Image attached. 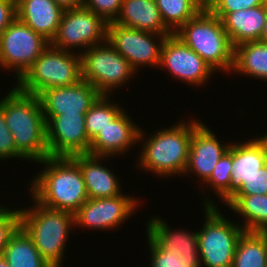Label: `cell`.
<instances>
[{
  "instance_id": "1",
  "label": "cell",
  "mask_w": 267,
  "mask_h": 267,
  "mask_svg": "<svg viewBox=\"0 0 267 267\" xmlns=\"http://www.w3.org/2000/svg\"><path fill=\"white\" fill-rule=\"evenodd\" d=\"M44 168L31 180L30 196L44 207L74 214L88 194L79 164L72 157H51L36 162Z\"/></svg>"
},
{
  "instance_id": "2",
  "label": "cell",
  "mask_w": 267,
  "mask_h": 267,
  "mask_svg": "<svg viewBox=\"0 0 267 267\" xmlns=\"http://www.w3.org/2000/svg\"><path fill=\"white\" fill-rule=\"evenodd\" d=\"M8 92L0 100V108L16 149L34 163L48 158L46 121L39 97L20 91L15 85Z\"/></svg>"
},
{
  "instance_id": "3",
  "label": "cell",
  "mask_w": 267,
  "mask_h": 267,
  "mask_svg": "<svg viewBox=\"0 0 267 267\" xmlns=\"http://www.w3.org/2000/svg\"><path fill=\"white\" fill-rule=\"evenodd\" d=\"M201 123V120L190 119L189 122L178 121L170 127L159 129L150 137L140 129L139 142L140 152L138 168L149 171L162 178L184 175L186 170L188 151L194 129ZM145 135L147 138H145ZM144 136V137H143Z\"/></svg>"
},
{
  "instance_id": "4",
  "label": "cell",
  "mask_w": 267,
  "mask_h": 267,
  "mask_svg": "<svg viewBox=\"0 0 267 267\" xmlns=\"http://www.w3.org/2000/svg\"><path fill=\"white\" fill-rule=\"evenodd\" d=\"M33 201L31 208H20V227L52 267H61L68 235L75 225L74 214L50 209Z\"/></svg>"
},
{
  "instance_id": "5",
  "label": "cell",
  "mask_w": 267,
  "mask_h": 267,
  "mask_svg": "<svg viewBox=\"0 0 267 267\" xmlns=\"http://www.w3.org/2000/svg\"><path fill=\"white\" fill-rule=\"evenodd\" d=\"M174 34L215 71L231 73L234 48L222 20L206 6Z\"/></svg>"
},
{
  "instance_id": "6",
  "label": "cell",
  "mask_w": 267,
  "mask_h": 267,
  "mask_svg": "<svg viewBox=\"0 0 267 267\" xmlns=\"http://www.w3.org/2000/svg\"><path fill=\"white\" fill-rule=\"evenodd\" d=\"M203 192L205 223L197 231L201 267H232L237 241L245 230L239 223L227 220L213 197Z\"/></svg>"
},
{
  "instance_id": "7",
  "label": "cell",
  "mask_w": 267,
  "mask_h": 267,
  "mask_svg": "<svg viewBox=\"0 0 267 267\" xmlns=\"http://www.w3.org/2000/svg\"><path fill=\"white\" fill-rule=\"evenodd\" d=\"M147 222L150 267H201L197 230H174L155 216Z\"/></svg>"
},
{
  "instance_id": "8",
  "label": "cell",
  "mask_w": 267,
  "mask_h": 267,
  "mask_svg": "<svg viewBox=\"0 0 267 267\" xmlns=\"http://www.w3.org/2000/svg\"><path fill=\"white\" fill-rule=\"evenodd\" d=\"M80 80L81 54L49 45L15 86L24 93L38 96L48 88L71 86Z\"/></svg>"
},
{
  "instance_id": "9",
  "label": "cell",
  "mask_w": 267,
  "mask_h": 267,
  "mask_svg": "<svg viewBox=\"0 0 267 267\" xmlns=\"http://www.w3.org/2000/svg\"><path fill=\"white\" fill-rule=\"evenodd\" d=\"M81 69L82 80L93 85L101 95L107 96H112L114 90L124 87L136 75L129 61L107 41L81 53Z\"/></svg>"
},
{
  "instance_id": "10",
  "label": "cell",
  "mask_w": 267,
  "mask_h": 267,
  "mask_svg": "<svg viewBox=\"0 0 267 267\" xmlns=\"http://www.w3.org/2000/svg\"><path fill=\"white\" fill-rule=\"evenodd\" d=\"M49 45L47 39L16 18L0 34V68L14 70L18 81Z\"/></svg>"
},
{
  "instance_id": "11",
  "label": "cell",
  "mask_w": 267,
  "mask_h": 267,
  "mask_svg": "<svg viewBox=\"0 0 267 267\" xmlns=\"http://www.w3.org/2000/svg\"><path fill=\"white\" fill-rule=\"evenodd\" d=\"M108 22L84 6L64 10L57 32L50 42L55 48L65 51L78 50L81 54L88 48L107 41Z\"/></svg>"
},
{
  "instance_id": "12",
  "label": "cell",
  "mask_w": 267,
  "mask_h": 267,
  "mask_svg": "<svg viewBox=\"0 0 267 267\" xmlns=\"http://www.w3.org/2000/svg\"><path fill=\"white\" fill-rule=\"evenodd\" d=\"M166 37L113 22H109L107 28V42L129 61L136 72L140 67H159L161 48Z\"/></svg>"
},
{
  "instance_id": "13",
  "label": "cell",
  "mask_w": 267,
  "mask_h": 267,
  "mask_svg": "<svg viewBox=\"0 0 267 267\" xmlns=\"http://www.w3.org/2000/svg\"><path fill=\"white\" fill-rule=\"evenodd\" d=\"M158 68H165L172 77L194 87L206 85L216 72L174 33L162 44Z\"/></svg>"
},
{
  "instance_id": "14",
  "label": "cell",
  "mask_w": 267,
  "mask_h": 267,
  "mask_svg": "<svg viewBox=\"0 0 267 267\" xmlns=\"http://www.w3.org/2000/svg\"><path fill=\"white\" fill-rule=\"evenodd\" d=\"M139 199L124 195L88 200L74 213L75 227L111 230L120 227L139 206Z\"/></svg>"
},
{
  "instance_id": "15",
  "label": "cell",
  "mask_w": 267,
  "mask_h": 267,
  "mask_svg": "<svg viewBox=\"0 0 267 267\" xmlns=\"http://www.w3.org/2000/svg\"><path fill=\"white\" fill-rule=\"evenodd\" d=\"M49 156L72 157L89 154L91 141L85 127V114L44 115Z\"/></svg>"
},
{
  "instance_id": "16",
  "label": "cell",
  "mask_w": 267,
  "mask_h": 267,
  "mask_svg": "<svg viewBox=\"0 0 267 267\" xmlns=\"http://www.w3.org/2000/svg\"><path fill=\"white\" fill-rule=\"evenodd\" d=\"M216 135L205 123H200L194 129L183 176L193 173L201 182H205L211 176L215 166L231 145L230 142L226 143L227 145L225 142L223 144Z\"/></svg>"
},
{
  "instance_id": "17",
  "label": "cell",
  "mask_w": 267,
  "mask_h": 267,
  "mask_svg": "<svg viewBox=\"0 0 267 267\" xmlns=\"http://www.w3.org/2000/svg\"><path fill=\"white\" fill-rule=\"evenodd\" d=\"M100 96L85 80L71 86L48 88L38 95L44 115L86 114Z\"/></svg>"
},
{
  "instance_id": "18",
  "label": "cell",
  "mask_w": 267,
  "mask_h": 267,
  "mask_svg": "<svg viewBox=\"0 0 267 267\" xmlns=\"http://www.w3.org/2000/svg\"><path fill=\"white\" fill-rule=\"evenodd\" d=\"M140 127L131 120L124 109L91 141L89 154L111 156L126 154L139 142Z\"/></svg>"
},
{
  "instance_id": "19",
  "label": "cell",
  "mask_w": 267,
  "mask_h": 267,
  "mask_svg": "<svg viewBox=\"0 0 267 267\" xmlns=\"http://www.w3.org/2000/svg\"><path fill=\"white\" fill-rule=\"evenodd\" d=\"M230 198L242 184L267 164V145L261 137L232 142Z\"/></svg>"
},
{
  "instance_id": "20",
  "label": "cell",
  "mask_w": 267,
  "mask_h": 267,
  "mask_svg": "<svg viewBox=\"0 0 267 267\" xmlns=\"http://www.w3.org/2000/svg\"><path fill=\"white\" fill-rule=\"evenodd\" d=\"M72 158L79 164L88 198H110L118 196L123 192L119 177H116L114 170L111 171L112 168L109 169L102 164V162L110 158V156L77 154L72 156Z\"/></svg>"
},
{
  "instance_id": "21",
  "label": "cell",
  "mask_w": 267,
  "mask_h": 267,
  "mask_svg": "<svg viewBox=\"0 0 267 267\" xmlns=\"http://www.w3.org/2000/svg\"><path fill=\"white\" fill-rule=\"evenodd\" d=\"M16 12L20 21L51 42L64 10L54 0H16Z\"/></svg>"
},
{
  "instance_id": "22",
  "label": "cell",
  "mask_w": 267,
  "mask_h": 267,
  "mask_svg": "<svg viewBox=\"0 0 267 267\" xmlns=\"http://www.w3.org/2000/svg\"><path fill=\"white\" fill-rule=\"evenodd\" d=\"M113 23L163 36L173 33L164 24L155 0H122L120 12Z\"/></svg>"
},
{
  "instance_id": "23",
  "label": "cell",
  "mask_w": 267,
  "mask_h": 267,
  "mask_svg": "<svg viewBox=\"0 0 267 267\" xmlns=\"http://www.w3.org/2000/svg\"><path fill=\"white\" fill-rule=\"evenodd\" d=\"M266 19L267 0L258 7L230 12L222 22L234 48L245 42L260 41Z\"/></svg>"
},
{
  "instance_id": "24",
  "label": "cell",
  "mask_w": 267,
  "mask_h": 267,
  "mask_svg": "<svg viewBox=\"0 0 267 267\" xmlns=\"http://www.w3.org/2000/svg\"><path fill=\"white\" fill-rule=\"evenodd\" d=\"M233 71L267 81V43L245 42L234 47Z\"/></svg>"
},
{
  "instance_id": "25",
  "label": "cell",
  "mask_w": 267,
  "mask_h": 267,
  "mask_svg": "<svg viewBox=\"0 0 267 267\" xmlns=\"http://www.w3.org/2000/svg\"><path fill=\"white\" fill-rule=\"evenodd\" d=\"M225 204L241 215L245 231L267 233V195L232 196Z\"/></svg>"
},
{
  "instance_id": "26",
  "label": "cell",
  "mask_w": 267,
  "mask_h": 267,
  "mask_svg": "<svg viewBox=\"0 0 267 267\" xmlns=\"http://www.w3.org/2000/svg\"><path fill=\"white\" fill-rule=\"evenodd\" d=\"M2 257L10 267H52L21 227L11 236Z\"/></svg>"
},
{
  "instance_id": "27",
  "label": "cell",
  "mask_w": 267,
  "mask_h": 267,
  "mask_svg": "<svg viewBox=\"0 0 267 267\" xmlns=\"http://www.w3.org/2000/svg\"><path fill=\"white\" fill-rule=\"evenodd\" d=\"M232 267H267V233L244 231L237 241Z\"/></svg>"
},
{
  "instance_id": "28",
  "label": "cell",
  "mask_w": 267,
  "mask_h": 267,
  "mask_svg": "<svg viewBox=\"0 0 267 267\" xmlns=\"http://www.w3.org/2000/svg\"><path fill=\"white\" fill-rule=\"evenodd\" d=\"M164 24L175 33L205 6V0H155Z\"/></svg>"
},
{
  "instance_id": "29",
  "label": "cell",
  "mask_w": 267,
  "mask_h": 267,
  "mask_svg": "<svg viewBox=\"0 0 267 267\" xmlns=\"http://www.w3.org/2000/svg\"><path fill=\"white\" fill-rule=\"evenodd\" d=\"M111 96L101 95L85 114L87 136L92 141L103 131L124 109L113 103Z\"/></svg>"
},
{
  "instance_id": "30",
  "label": "cell",
  "mask_w": 267,
  "mask_h": 267,
  "mask_svg": "<svg viewBox=\"0 0 267 267\" xmlns=\"http://www.w3.org/2000/svg\"><path fill=\"white\" fill-rule=\"evenodd\" d=\"M232 142L229 150L219 160L211 176L204 182L206 187L209 185L210 191L218 197L219 201L222 200L226 203L230 199V184L232 173Z\"/></svg>"
},
{
  "instance_id": "31",
  "label": "cell",
  "mask_w": 267,
  "mask_h": 267,
  "mask_svg": "<svg viewBox=\"0 0 267 267\" xmlns=\"http://www.w3.org/2000/svg\"><path fill=\"white\" fill-rule=\"evenodd\" d=\"M20 216V208L9 209L7 205L0 204V256H2L11 236L20 227Z\"/></svg>"
},
{
  "instance_id": "32",
  "label": "cell",
  "mask_w": 267,
  "mask_h": 267,
  "mask_svg": "<svg viewBox=\"0 0 267 267\" xmlns=\"http://www.w3.org/2000/svg\"><path fill=\"white\" fill-rule=\"evenodd\" d=\"M266 0H206V7L221 20L230 12L262 5Z\"/></svg>"
},
{
  "instance_id": "33",
  "label": "cell",
  "mask_w": 267,
  "mask_h": 267,
  "mask_svg": "<svg viewBox=\"0 0 267 267\" xmlns=\"http://www.w3.org/2000/svg\"><path fill=\"white\" fill-rule=\"evenodd\" d=\"M22 158L28 161L17 149L13 135L6 124L3 110L0 108V160Z\"/></svg>"
},
{
  "instance_id": "34",
  "label": "cell",
  "mask_w": 267,
  "mask_h": 267,
  "mask_svg": "<svg viewBox=\"0 0 267 267\" xmlns=\"http://www.w3.org/2000/svg\"><path fill=\"white\" fill-rule=\"evenodd\" d=\"M267 195V164L247 179L233 196Z\"/></svg>"
},
{
  "instance_id": "35",
  "label": "cell",
  "mask_w": 267,
  "mask_h": 267,
  "mask_svg": "<svg viewBox=\"0 0 267 267\" xmlns=\"http://www.w3.org/2000/svg\"><path fill=\"white\" fill-rule=\"evenodd\" d=\"M122 0H84V7L102 16L108 23L113 22L121 9Z\"/></svg>"
},
{
  "instance_id": "36",
  "label": "cell",
  "mask_w": 267,
  "mask_h": 267,
  "mask_svg": "<svg viewBox=\"0 0 267 267\" xmlns=\"http://www.w3.org/2000/svg\"><path fill=\"white\" fill-rule=\"evenodd\" d=\"M17 18L16 0H0V34Z\"/></svg>"
},
{
  "instance_id": "37",
  "label": "cell",
  "mask_w": 267,
  "mask_h": 267,
  "mask_svg": "<svg viewBox=\"0 0 267 267\" xmlns=\"http://www.w3.org/2000/svg\"><path fill=\"white\" fill-rule=\"evenodd\" d=\"M63 10L83 7L84 0H54Z\"/></svg>"
},
{
  "instance_id": "38",
  "label": "cell",
  "mask_w": 267,
  "mask_h": 267,
  "mask_svg": "<svg viewBox=\"0 0 267 267\" xmlns=\"http://www.w3.org/2000/svg\"><path fill=\"white\" fill-rule=\"evenodd\" d=\"M260 42L267 43V19L264 25L263 32L260 37Z\"/></svg>"
},
{
  "instance_id": "39",
  "label": "cell",
  "mask_w": 267,
  "mask_h": 267,
  "mask_svg": "<svg viewBox=\"0 0 267 267\" xmlns=\"http://www.w3.org/2000/svg\"><path fill=\"white\" fill-rule=\"evenodd\" d=\"M0 267H10L2 256H0Z\"/></svg>"
},
{
  "instance_id": "40",
  "label": "cell",
  "mask_w": 267,
  "mask_h": 267,
  "mask_svg": "<svg viewBox=\"0 0 267 267\" xmlns=\"http://www.w3.org/2000/svg\"><path fill=\"white\" fill-rule=\"evenodd\" d=\"M260 137L265 141V143L267 145V132L265 133V135H262Z\"/></svg>"
}]
</instances>
